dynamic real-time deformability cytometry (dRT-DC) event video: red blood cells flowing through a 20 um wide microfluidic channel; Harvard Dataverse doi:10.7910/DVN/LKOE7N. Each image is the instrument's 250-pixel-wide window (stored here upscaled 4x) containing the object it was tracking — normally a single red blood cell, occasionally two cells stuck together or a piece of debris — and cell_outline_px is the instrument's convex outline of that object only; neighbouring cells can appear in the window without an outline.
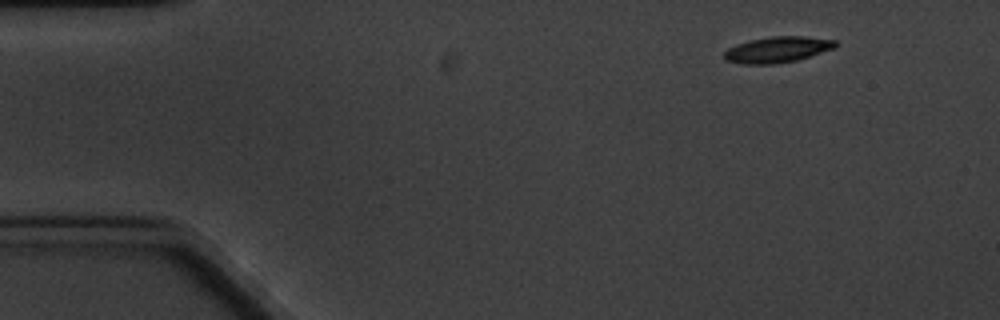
{"species": "common noctule bat (a hibernating species)", "species_latin": "Nyctalus noctula", "temperature_condition": "cold", "stored_images_in_passage": 5, "segment_of_instrument_passage": [1, 2], "camera_frame_rate_fps": 3000, "um_per_image_px": 0.085, "animal": {"sex": "male", "body_mass_g": 20.1, "forearm_length_mm": 53.5}, "frame": {"image": 1, "passage_image": 1, "time_ms": 0.0, "image_size_px": [1000, 320], "cell_outline_px": [[836, 48], [796, 60], [772, 64], [744, 64], [728, 60], [724, 56], [724, 52], [728, 48], [736, 44], [748, 40], [772, 36], [804, 36], [836, 40]], "centroid_in_image_um": [66.09, 4.2], "position_along_channel_um": 18.9, "area_um2": 16.7}}
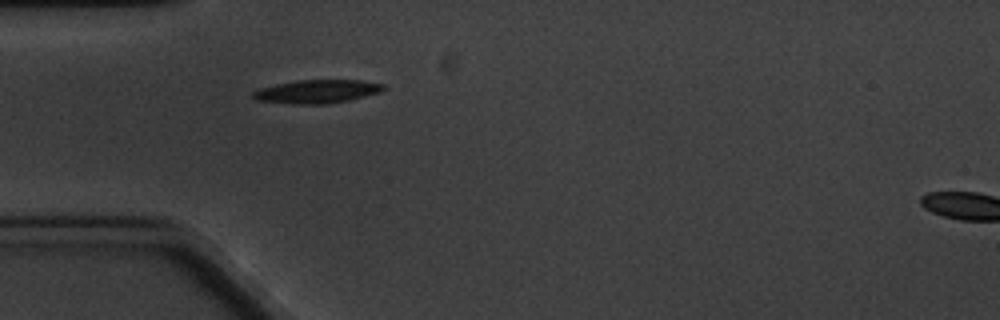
{"frame": {"image": 2, "passage_image": 4, "time_ms": 3.667, "image_size_px": [1000, 320], "cell_outline_px": [[384, 88], [380, 92], [348, 100], [324, 104], [292, 104], [256, 100], [252, 96], [252, 92], [260, 88], [276, 84], [296, 80], [364, 80], [384, 84]], "centroid_in_image_um": [26.92, 7.77], "position_along_channel_um": 58.1, "area_um2": 17.74}}